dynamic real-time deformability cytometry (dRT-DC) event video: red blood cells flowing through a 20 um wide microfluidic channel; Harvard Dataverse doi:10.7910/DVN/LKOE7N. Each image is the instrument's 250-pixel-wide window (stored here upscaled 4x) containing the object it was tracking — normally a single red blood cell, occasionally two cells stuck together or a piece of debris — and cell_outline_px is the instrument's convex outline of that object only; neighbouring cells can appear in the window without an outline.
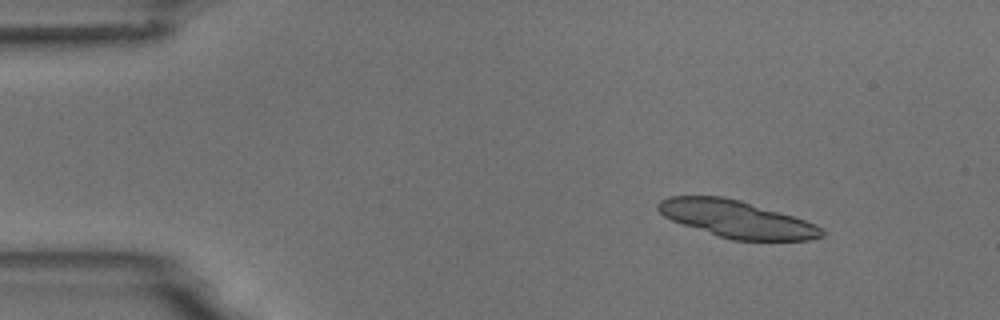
{"species": "common noctule bat (a hibernating species)", "species_latin": "Nyctalus noctula", "temperature_condition": "room temperature", "stored_images_in_passage": 7, "camera_frame_rate_fps": 3000, "um_per_image_px": 0.085, "animal": {"sex": "male", "body_mass_g": 18.8}, "frame": {"image": 1, "passage_image": 1, "time_ms": 0.0, "image_size_px": [1000, 320], "cell_outline_px": [[824, 236], [808, 240], [732, 240], [672, 220], [664, 216], [656, 208], [656, 204], [660, 200], [668, 196], [724, 196], [740, 200], [792, 216], [816, 224], [824, 228]], "centroid_in_image_um": [62.62, 18.61], "position_along_channel_um": 22.4, "area_um2": 35.03}}
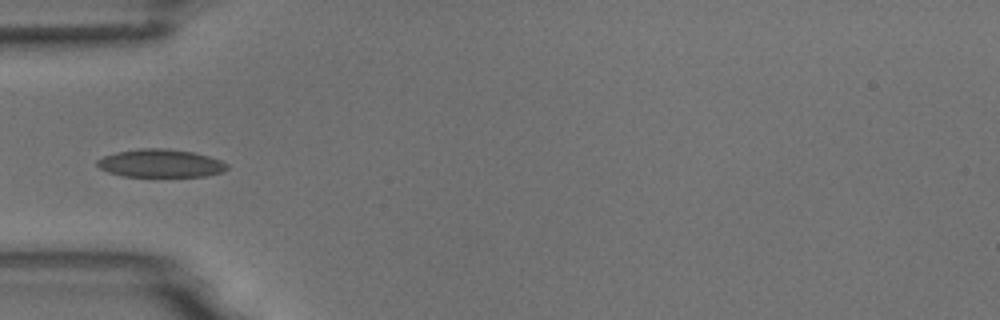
{"frame": {"image": 2, "passage_image": 4, "time_ms": 3.667, "image_size_px": [1000, 320], "cell_outline_px": [[228, 168], [224, 172], [204, 176], [124, 176], [108, 172], [100, 168], [96, 164], [96, 160], [104, 156], [116, 152], [140, 148], [164, 148], [192, 152], [208, 156], [220, 160], [228, 164]], "centroid_in_image_um": [13.64, 13.88], "position_along_channel_um": 71.4, "area_um2": 21.15}}